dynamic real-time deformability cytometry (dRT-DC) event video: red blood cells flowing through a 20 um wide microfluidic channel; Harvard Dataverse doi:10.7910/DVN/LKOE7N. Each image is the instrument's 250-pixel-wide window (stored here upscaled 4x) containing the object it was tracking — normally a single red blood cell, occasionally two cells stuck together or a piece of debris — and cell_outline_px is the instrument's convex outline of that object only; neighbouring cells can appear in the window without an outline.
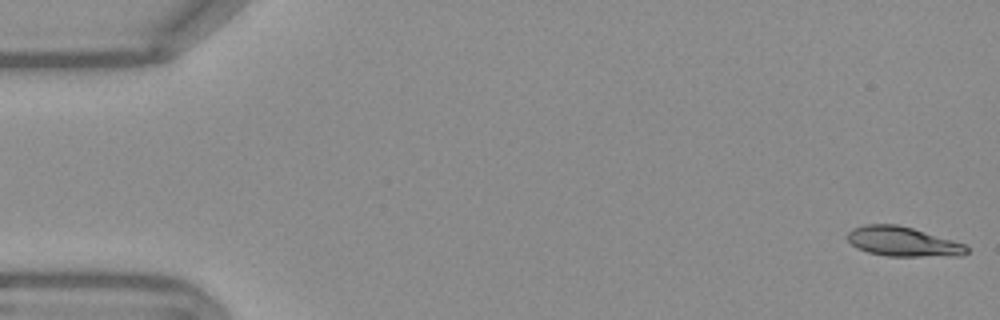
{"species": "Egyptian fruit bat (a non-hibernating species)", "species_latin": "Rousettus aegyptiacus", "temperature_condition": "warm", "stored_images_in_passage": 53, "camera_frame_rate_fps": 3000, "um_per_image_px": 0.085, "frame": {"image": 1, "passage_image": 1, "time_ms": 0.0, "image_size_px": [1000, 320], "cell_outline_px": [[968, 252], [960, 256], [888, 256], [868, 252], [856, 248], [848, 240], [848, 232], [852, 228], [864, 224], [896, 224], [912, 228], [952, 240], [964, 244], [968, 248]], "centroid_in_image_um": [76.72, 20.54], "position_along_channel_um": 8.3, "area_um2": 20.46}}
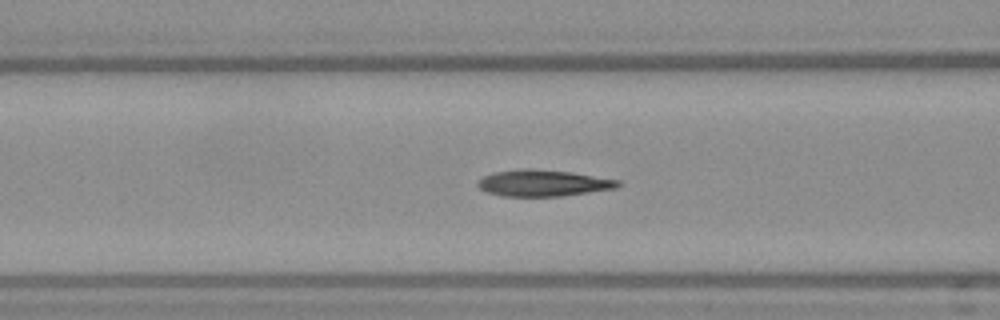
{"frame": {"image": 2, "passage_image": 21, "time_ms": 6.667, "image_size_px": [1000, 320], "cell_outline_px": [[624, 184], [616, 188], [560, 196], [504, 196], [488, 192], [480, 188], [476, 184], [484, 176], [492, 172], [524, 168], [528, 168], [572, 172], [620, 180]], "centroid_in_image_um": [46.2, 15.55], "position_along_channel_um": 120.4, "area_um2": 21.56}}
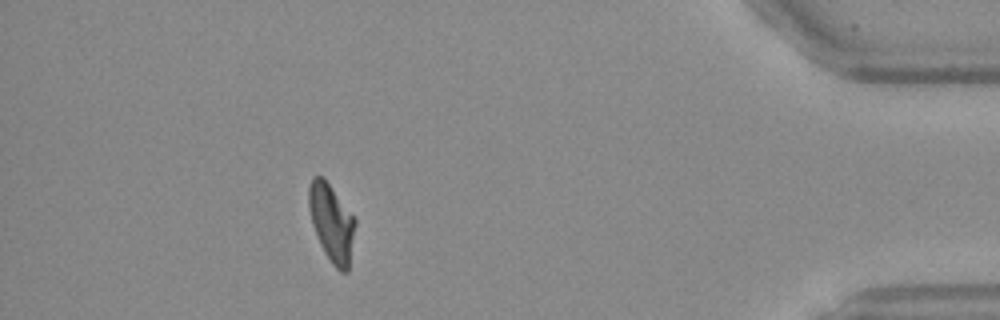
{"frame": {"image": 3, "passage_image": 48, "time_ms": 15.667, "image_size_px": [1000, 320], "cell_outline_px": [[356, 224], [348, 272], [340, 272], [332, 264], [324, 252], [320, 244], [312, 224], [308, 208], [308, 188], [312, 176], [324, 176], [356, 220]], "centroid_in_image_um": [28.17, 18.92], "position_along_channel_um": 407.0, "area_um2": 21.1}, "authors_computed_cell_mechanics": {"area_um2": 21.3282, "velocity_mm_per_s": 3.7686, "shape_relaxation_time_tau1_ms": null, "shape_relaxation_time_tau2_ms": 1.9272, "deformation_change_tau1": null, "deformation_change_tau2": 0.07}}